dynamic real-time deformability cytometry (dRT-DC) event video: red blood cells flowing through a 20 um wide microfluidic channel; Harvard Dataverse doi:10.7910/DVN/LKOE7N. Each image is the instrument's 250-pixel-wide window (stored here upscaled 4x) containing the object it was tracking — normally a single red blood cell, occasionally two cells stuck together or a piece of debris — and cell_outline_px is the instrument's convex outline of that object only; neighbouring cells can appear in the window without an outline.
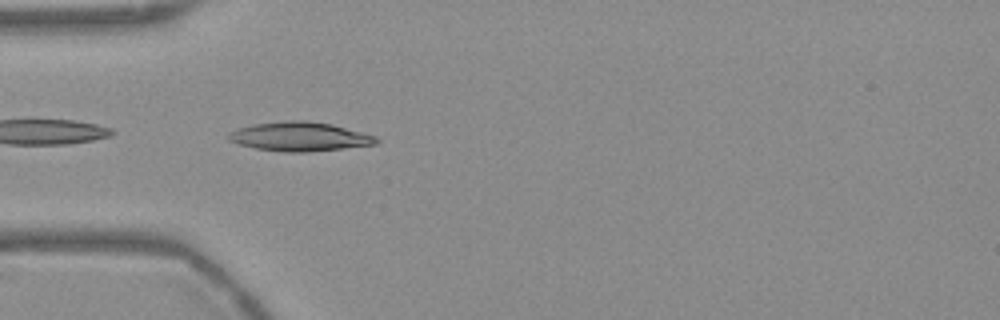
{"species": "Egyptian fruit bat (a non-hibernating species)", "species_latin": "Rousettus aegyptiacus", "temperature_condition": "warm", "stored_images_in_passage": 40, "camera_frame_rate_fps": 3000, "um_per_image_px": 0.085, "frame": {"image": 1, "passage_image": 2, "time_ms": 0.333, "image_size_px": [1000, 320], "cell_outline_px": [[380, 140], [376, 144], [308, 152], [284, 152], [256, 148], [236, 144], [228, 140], [228, 136], [232, 132], [240, 128], [252, 124], [284, 120], [308, 120], [332, 124], [376, 136]], "centroid_in_image_um": [25.47, 11.6], "position_along_channel_um": 59.5, "area_um2": 25.03}}
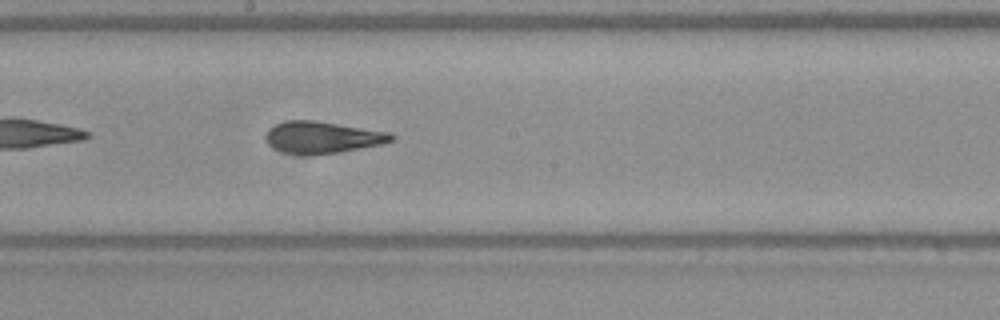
{"frame": {"image": 2, "passage_image": 15, "time_ms": 4.667, "image_size_px": [1000, 320], "cell_outline_px": [[396, 140], [384, 144], [340, 152], [284, 152], [268, 144], [268, 132], [276, 124], [288, 120], [316, 120], [392, 132], [396, 136]], "centroid_in_image_um": [27.57, 11.63], "position_along_channel_um": 220.6, "area_um2": 22.66}}
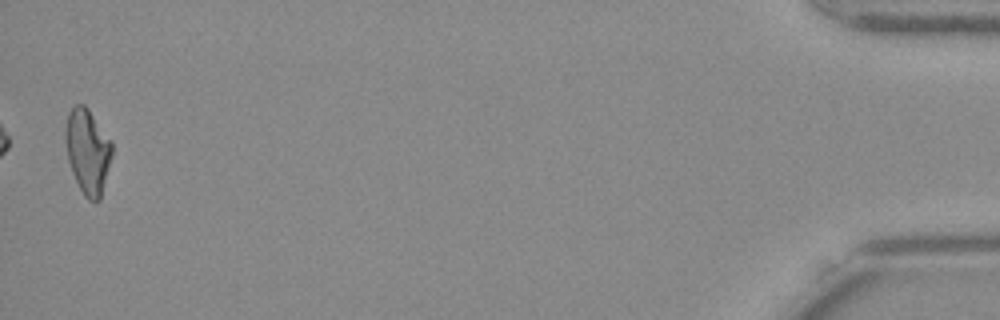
{"frame": {"image": 3, "passage_image": 39, "time_ms": 12.667, "image_size_px": [1000, 320], "cell_outline_px": [[112, 156], [100, 200], [96, 204], [88, 200], [84, 196], [72, 172], [68, 160], [64, 140], [64, 132], [68, 112], [76, 104], [84, 104], [88, 108], [112, 140]], "centroid_in_image_um": [7.45, 12.86], "position_along_channel_um": 427.7, "area_um2": 23.41}, "authors_computed_cell_mechanics": {"area_um2": 22.9177, "velocity_mm_per_s": 3.7629, "shape_relaxation_time_tau1_ms": 8.1385, "shape_relaxation_time_tau2_ms": 2.0352, "deformation_change_tau1": 0.2443, "deformation_change_tau2": 0.0865}}